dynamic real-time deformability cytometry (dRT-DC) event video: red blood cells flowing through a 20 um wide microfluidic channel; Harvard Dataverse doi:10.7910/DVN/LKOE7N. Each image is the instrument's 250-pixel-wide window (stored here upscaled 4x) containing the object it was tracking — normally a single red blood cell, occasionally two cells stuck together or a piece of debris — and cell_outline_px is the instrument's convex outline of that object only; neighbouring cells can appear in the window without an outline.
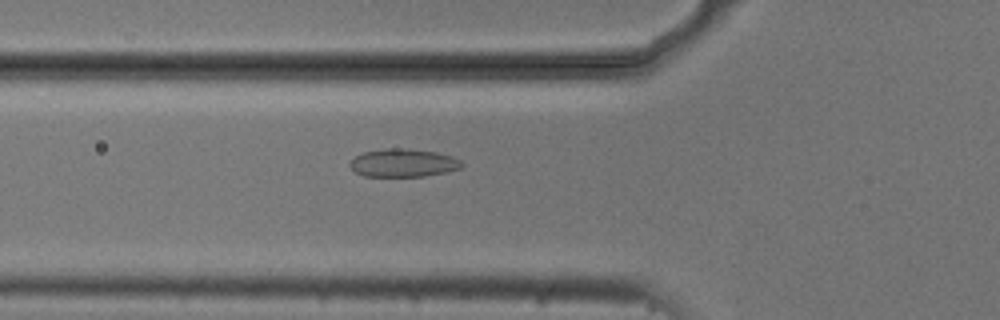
{"species": "common noctule bat (a hibernating species)", "species_latin": "Nyctalus noctula", "temperature_condition": "cold", "stored_images_in_passage": 38, "camera_frame_rate_fps": 3000, "um_per_image_px": 0.085, "animal": {"sex": "male", "body_mass_g": 20.5, "forearm_length_mm": 52.5}, "frame": {"image": 1, "passage_image": 9, "time_ms": 2.667, "image_size_px": [1000, 320], "cell_outline_px": [[464, 164], [460, 168], [444, 172], [424, 176], [364, 176], [356, 172], [348, 164], [356, 156], [364, 152], [384, 148], [404, 148], [436, 152], [452, 156], [460, 160]], "centroid_in_image_um": [34.27, 13.84], "position_along_channel_um": 91.5, "area_um2": 18.15}}
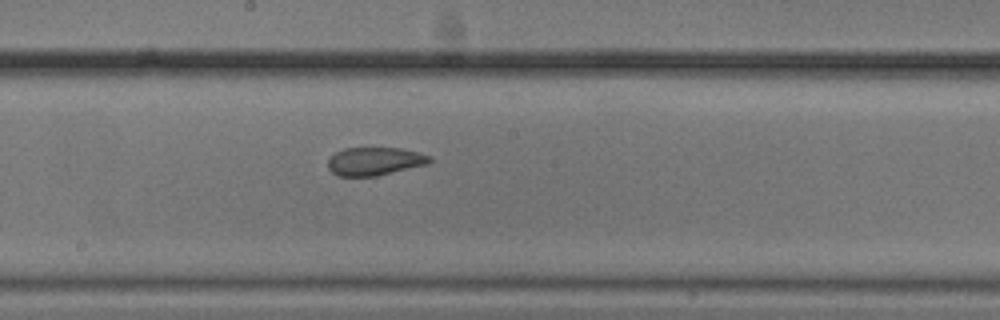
{"frame": {"image": 2, "passage_image": 19, "time_ms": 6.0, "image_size_px": [1000, 320], "cell_outline_px": [[432, 160], [428, 164], [376, 176], [336, 176], [328, 168], [328, 160], [336, 152], [344, 148], [400, 148], [432, 156]], "centroid_in_image_um": [31.85, 13.71], "position_along_channel_um": 216.4, "area_um2": 16.65}}
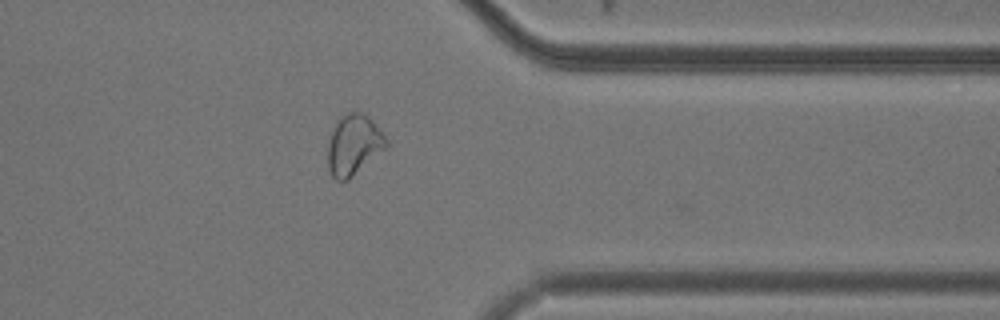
{"frame": {"image": 3, "passage_image": 33, "time_ms": 10.667, "image_size_px": [1000, 320], "cell_outline_px": [[388, 144], [384, 148], [348, 180], [336, 180], [332, 176], [328, 168], [328, 140], [332, 128], [336, 120], [344, 112], [360, 112], [368, 116], [372, 120], [388, 140]], "centroid_in_image_um": [30.02, 12.28], "position_along_channel_um": 381.4, "area_um2": 20.46}, "authors_computed_cell_mechanics": {"area_um2": 17.9469, "velocity_mm_per_s": 3.7193, "shape_relaxation_time_tau1_ms": null, "shape_relaxation_time_tau2_ms": 2.0652, "deformation_change_tau1": null, "deformation_change_tau2": 0.0714}}